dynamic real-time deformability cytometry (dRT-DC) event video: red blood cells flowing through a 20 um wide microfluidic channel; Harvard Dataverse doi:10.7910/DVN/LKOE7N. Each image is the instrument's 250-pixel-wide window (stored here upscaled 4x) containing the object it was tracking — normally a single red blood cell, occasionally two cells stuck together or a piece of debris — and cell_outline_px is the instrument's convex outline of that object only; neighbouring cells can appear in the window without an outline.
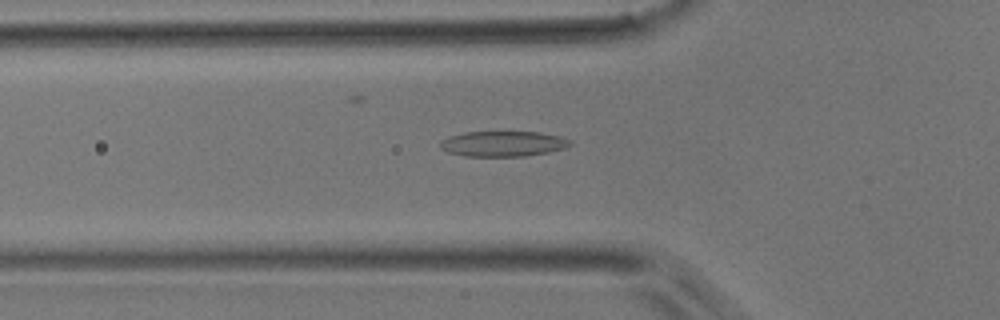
{"species": "common noctule bat (a hibernating species)", "species_latin": "Nyctalus noctula", "temperature_condition": "room temperature", "stored_images_in_passage": 44, "camera_frame_rate_fps": 3000, "um_per_image_px": 0.085, "animal": {"sex": "male", "body_mass_g": 17.9}, "frame": {"image": 1, "passage_image": 17, "time_ms": 5.333, "image_size_px": [1000, 320], "cell_outline_px": [[572, 144], [564, 148], [548, 152], [524, 156], [464, 156], [448, 152], [440, 148], [440, 140], [448, 136], [464, 132], [540, 132], [560, 136], [572, 140]], "centroid_in_image_um": [42.74, 12.21], "position_along_channel_um": 83.1, "area_um2": 19.31}}
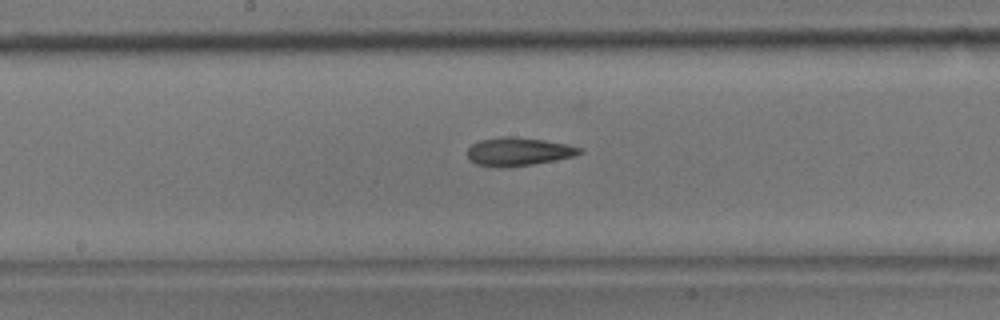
{"frame": {"image": 2, "passage_image": 26, "time_ms": 8.333, "image_size_px": [1000, 320], "cell_outline_px": [[584, 152], [576, 156], [556, 160], [532, 164], [500, 168], [476, 164], [468, 160], [468, 148], [472, 144], [480, 140], [508, 136], [544, 140], [568, 144], [580, 148]], "centroid_in_image_um": [44.07, 12.9], "position_along_channel_um": 204.1, "area_um2": 18.5}}
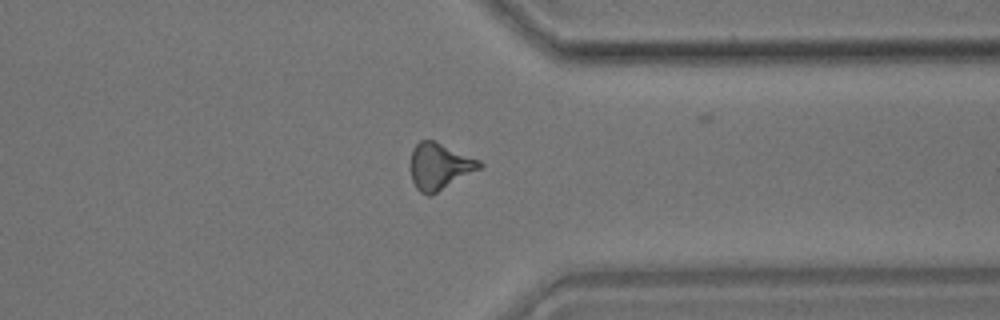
{"frame": {"image": 3, "passage_image": 39, "time_ms": 12.667, "image_size_px": [1000, 320], "cell_outline_px": [[484, 164], [480, 168], [432, 196], [428, 196], [420, 192], [416, 188], [412, 180], [412, 148], [420, 140], [432, 140], [480, 160]], "centroid_in_image_um": [37.36, 14.16], "position_along_channel_um": 374.0, "area_um2": 18.44}}